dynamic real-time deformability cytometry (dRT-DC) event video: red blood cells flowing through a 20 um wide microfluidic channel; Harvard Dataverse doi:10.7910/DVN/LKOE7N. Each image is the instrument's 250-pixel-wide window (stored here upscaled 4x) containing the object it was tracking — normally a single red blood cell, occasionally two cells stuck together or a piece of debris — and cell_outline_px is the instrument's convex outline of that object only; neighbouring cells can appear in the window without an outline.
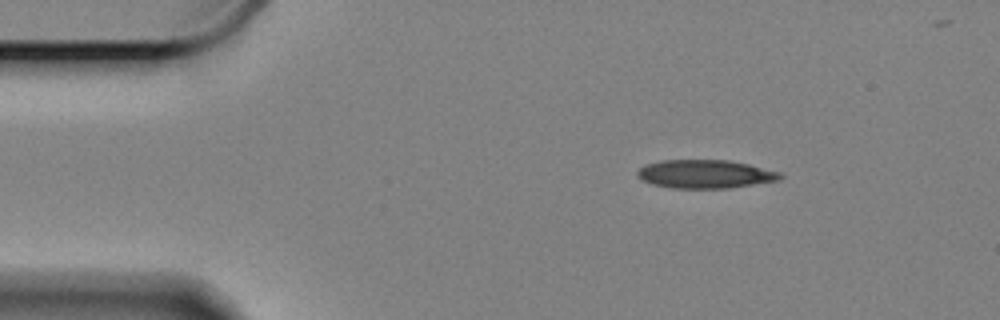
{"species": "Egyptian fruit bat (a non-hibernating species)", "species_latin": "Rousettus aegyptiacus", "temperature_condition": "cold", "stored_images_in_passage": 53, "camera_frame_rate_fps": 3000, "um_per_image_px": 0.085, "animal": {"sex": "female"}, "frame": {"image": 1, "passage_image": 1, "time_ms": 0.0, "image_size_px": [1000, 320], "cell_outline_px": [[784, 176], [780, 180], [728, 188], [672, 188], [652, 184], [644, 180], [636, 172], [640, 168], [648, 164], [660, 160], [728, 160], [748, 164], [780, 172]], "centroid_in_image_um": [59.97, 14.79], "position_along_channel_um": 25.0, "area_um2": 23.47}}
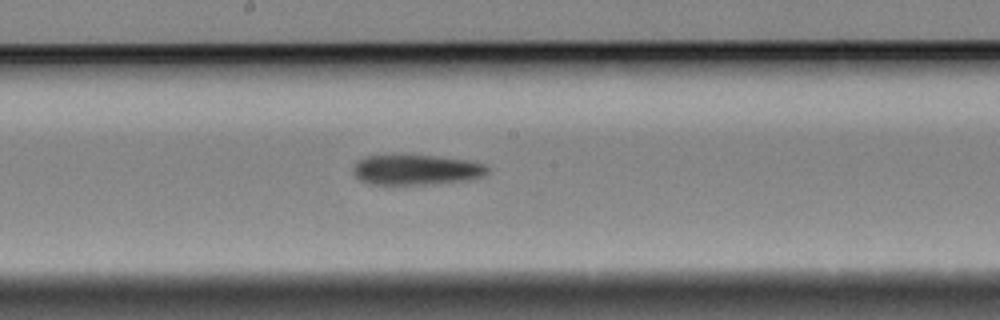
{"frame": {"image": 2, "passage_image": 23, "time_ms": 7.333, "image_size_px": [1000, 320], "cell_outline_px": [[488, 172], [480, 176], [468, 180], [432, 184], [368, 184], [360, 180], [352, 172], [352, 168], [356, 160], [364, 156], [392, 152], [436, 156], [468, 160], [484, 164], [488, 168]], "centroid_in_image_um": [35.27, 14.38], "position_along_channel_um": 212.9, "area_um2": 24.57}}
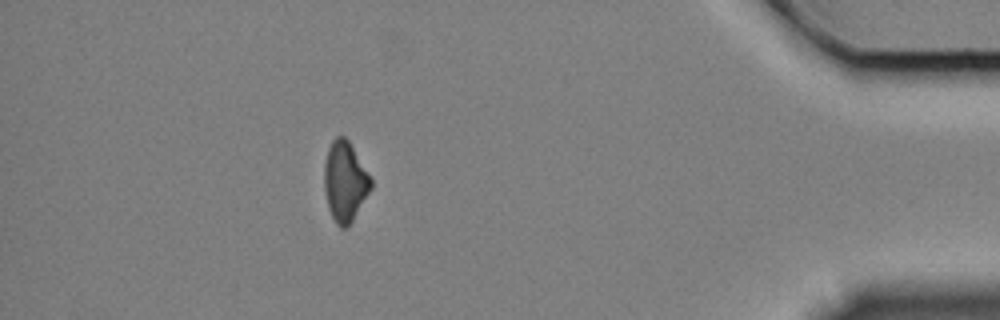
{"frame": {"image": 3, "passage_image": 45, "time_ms": 14.667, "image_size_px": [1000, 320], "cell_outline_px": [[372, 188], [348, 228], [340, 228], [336, 224], [328, 208], [324, 188], [324, 164], [328, 148], [332, 140], [336, 136], [344, 136], [348, 140], [372, 180]], "centroid_in_image_um": [29.31, 15.45], "position_along_channel_um": 405.9, "area_um2": 21.73}, "authors_computed_cell_mechanics": {"area_um2": 23.5824, "velocity_mm_per_s": 3.3261, "shape_relaxation_time_tau1_ms": 3.5619, "shape_relaxation_time_tau2_ms": null, "deformation_change_tau1": 0.137, "deformation_change_tau2": null}}